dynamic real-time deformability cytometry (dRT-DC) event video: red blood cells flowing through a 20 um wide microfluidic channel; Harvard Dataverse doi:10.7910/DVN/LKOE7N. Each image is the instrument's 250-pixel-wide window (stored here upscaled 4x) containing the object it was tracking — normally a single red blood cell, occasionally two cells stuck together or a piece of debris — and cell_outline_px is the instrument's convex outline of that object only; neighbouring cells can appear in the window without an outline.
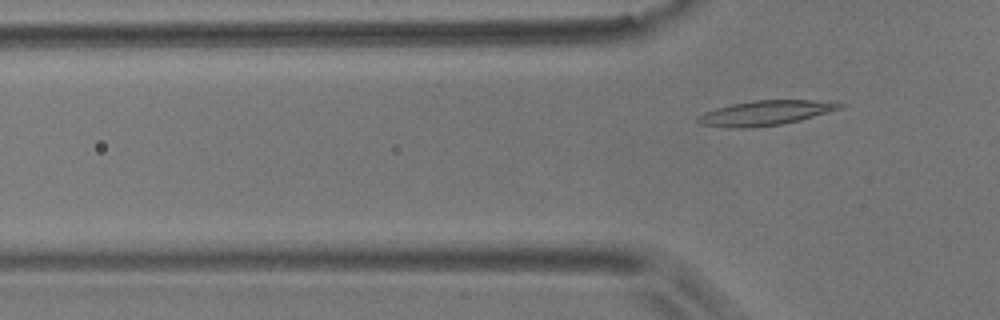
{"species": "common noctule bat (a hibernating species)", "species_latin": "Nyctalus noctula", "temperature_condition": "room temperature", "stored_images_in_passage": 3, "camera_frame_rate_fps": 3000, "um_per_image_px": 0.085, "animal": {"sex": "male", "body_mass_g": 17.9}, "frame": {"image": 1, "passage_image": 3, "time_ms": 0.667, "image_size_px": [1000, 320], "cell_outline_px": [[844, 108], [800, 120], [780, 124], [752, 128], [728, 128], [700, 124], [696, 120], [696, 116], [704, 112], [716, 108], [732, 104], [752, 100], [808, 100], [844, 104]], "centroid_in_image_um": [65.0, 9.61], "position_along_channel_um": 60.8, "area_um2": 20.46}}